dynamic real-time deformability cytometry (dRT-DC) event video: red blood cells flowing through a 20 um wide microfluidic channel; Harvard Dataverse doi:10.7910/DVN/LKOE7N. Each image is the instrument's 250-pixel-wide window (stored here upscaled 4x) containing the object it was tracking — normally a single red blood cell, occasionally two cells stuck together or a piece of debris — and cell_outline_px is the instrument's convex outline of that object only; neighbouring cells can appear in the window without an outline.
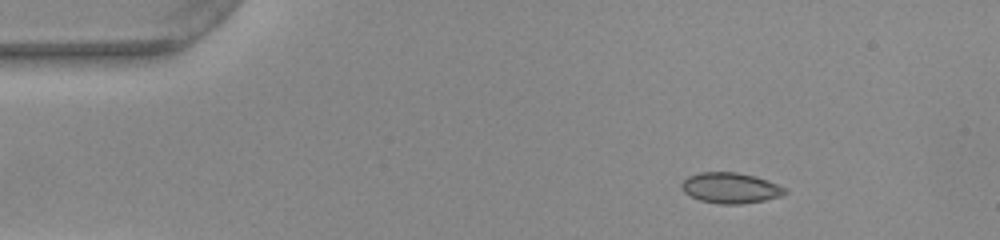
{"species": "common noctule bat (a hibernating species)", "species_latin": "Nyctalus noctula", "temperature_condition": "warm", "stored_images_in_passage": 45, "camera_frame_rate_fps": 3000, "um_per_image_px": 0.085, "animal": {"sex": "female", "body_mass_g": 22.0, "forearm_length_mm": 56.7}, "frame": {"image": 1, "passage_image": 1, "time_ms": 0.0, "image_size_px": [1000, 240], "cell_outline_px": [[788, 192], [780, 196], [764, 200], [740, 204], [720, 204], [700, 200], [684, 192], [680, 188], [680, 184], [688, 176], [700, 172], [736, 172], [756, 176], [768, 180], [788, 188]], "centroid_in_image_um": [62.11, 15.97], "position_along_channel_um": 22.9, "area_um2": 18.55}}
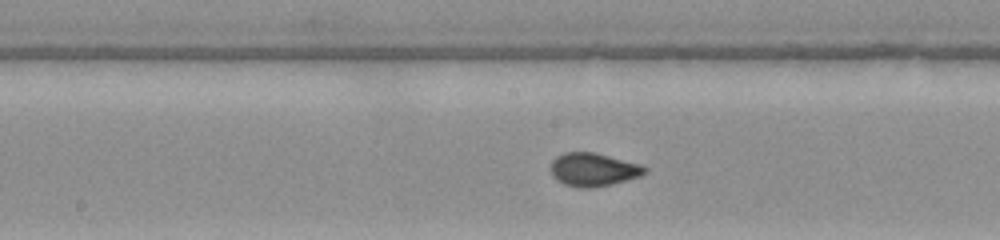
{"frame": {"image": 2, "passage_image": 20, "time_ms": 6.333, "image_size_px": [1000, 240], "cell_outline_px": [[648, 172], [640, 176], [612, 184], [596, 188], [580, 188], [564, 184], [552, 176], [552, 160], [556, 156], [564, 152], [596, 152], [640, 164], [648, 168]], "centroid_in_image_um": [50.46, 14.41], "position_along_channel_um": 197.7, "area_um2": 18.38}}
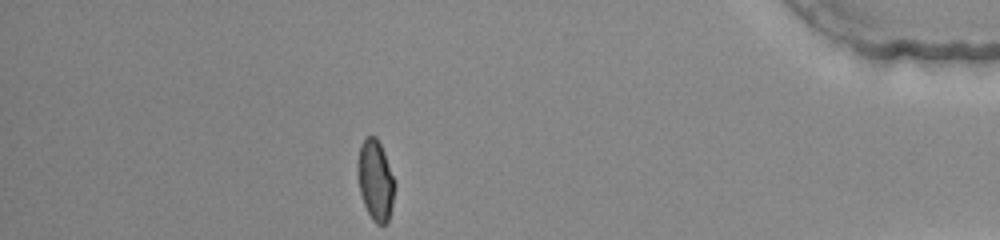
{"frame": {"image": 3, "passage_image": 39, "time_ms": 12.667, "image_size_px": [1000, 240], "cell_outline_px": [[396, 184], [388, 224], [376, 224], [372, 220], [364, 204], [360, 192], [356, 172], [356, 164], [360, 144], [364, 136], [376, 136], [384, 152], [396, 180]], "centroid_in_image_um": [31.91, 15.29], "position_along_channel_um": 403.3, "area_um2": 17.86}, "authors_computed_cell_mechanics": {"area_um2": 17.5712, "velocity_mm_per_s": 3.9636, "shape_relaxation_time_tau1_ms": 7.5112, "shape_relaxation_time_tau2_ms": null, "deformation_change_tau1": 0.2221, "deformation_change_tau2": null}}